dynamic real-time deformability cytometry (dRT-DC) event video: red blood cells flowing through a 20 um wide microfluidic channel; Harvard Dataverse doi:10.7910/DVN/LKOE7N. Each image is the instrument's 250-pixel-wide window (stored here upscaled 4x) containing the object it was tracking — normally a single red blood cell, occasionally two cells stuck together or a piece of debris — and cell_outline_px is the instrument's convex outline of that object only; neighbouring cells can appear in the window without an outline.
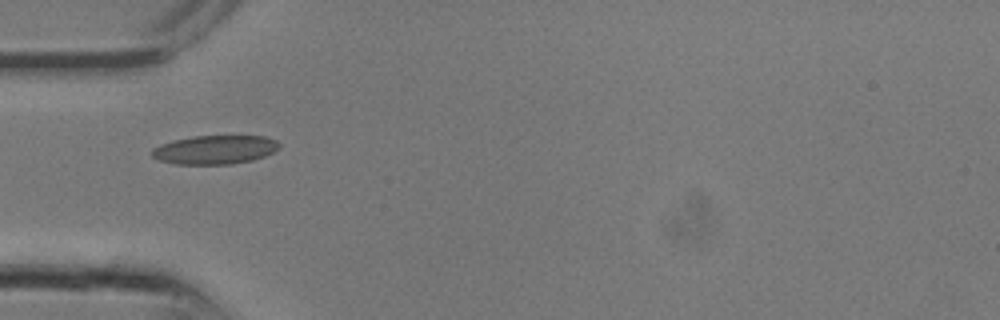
{"species": "common noctule bat (a hibernating species)", "species_latin": "Nyctalus noctula", "temperature_condition": "room temperature", "stored_images_in_passage": 12, "camera_frame_rate_fps": 3000, "um_per_image_px": 0.085, "animal": {"sex": "male", "body_mass_g": 13.3}, "frame": {"image": 1, "passage_image": 1, "time_ms": 0.0, "image_size_px": [1000, 320], "cell_outline_px": [[280, 148], [264, 156], [252, 160], [232, 164], [176, 164], [160, 160], [152, 156], [152, 148], [160, 144], [192, 136], [264, 136], [276, 140], [280, 144]], "centroid_in_image_um": [18.28, 12.72], "position_along_channel_um": 66.7, "area_um2": 21.27}}
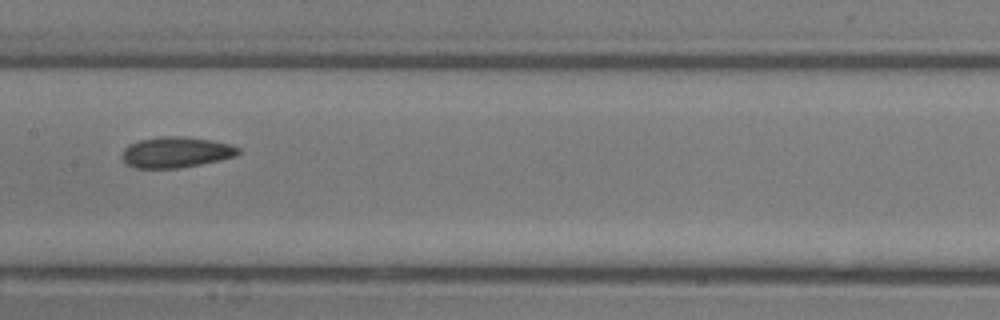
{"frame": {"image": 2, "passage_image": 6, "time_ms": 1.667, "image_size_px": [1000, 320], "cell_outline_px": [[240, 152], [236, 156], [220, 160], [200, 164], [176, 168], [136, 168], [124, 164], [120, 156], [124, 148], [128, 144], [140, 140], [160, 136], [184, 136], [212, 140], [232, 144], [240, 148]], "centroid_in_image_um": [14.93, 12.93], "position_along_channel_um": 192.5, "area_um2": 21.15}}
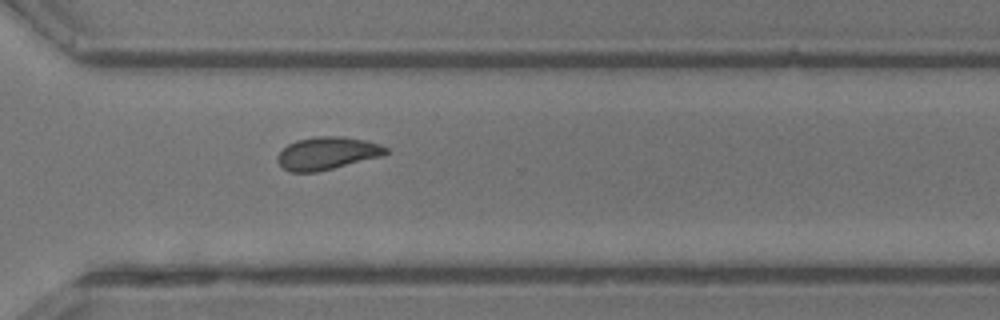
{"frame": {"image": 3, "passage_image": 12, "time_ms": 3.667, "image_size_px": [1000, 320], "cell_outline_px": [[388, 152], [384, 156], [316, 172], [292, 172], [284, 168], [276, 160], [276, 156], [288, 144], [296, 140], [316, 136], [344, 136], [364, 140], [380, 144], [388, 148]], "centroid_in_image_um": [27.83, 13.02], "position_along_channel_um": 342.8, "area_um2": 20.69}}